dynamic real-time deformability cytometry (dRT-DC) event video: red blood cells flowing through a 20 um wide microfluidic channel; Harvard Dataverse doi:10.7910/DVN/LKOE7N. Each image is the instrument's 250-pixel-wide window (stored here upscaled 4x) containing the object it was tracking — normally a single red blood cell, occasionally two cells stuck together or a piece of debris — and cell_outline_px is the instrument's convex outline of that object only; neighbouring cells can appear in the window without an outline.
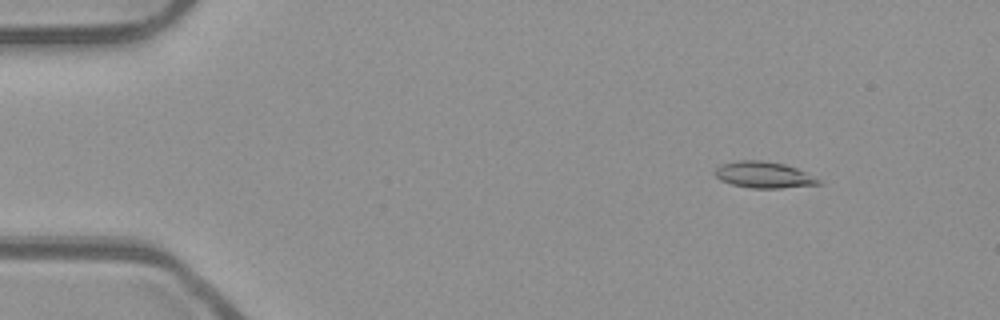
{"species": "common noctule bat (a hibernating species)", "species_latin": "Nyctalus noctula", "temperature_condition": "room temperature", "stored_images_in_passage": 52, "camera_frame_rate_fps": 3000, "um_per_image_px": 0.085, "animal": {"sex": "male", "body_mass_g": 23.1, "forearm_length_mm": 52.7}, "frame": {"image": 1, "passage_image": 6, "time_ms": 1.667, "image_size_px": [1000, 320], "cell_outline_px": [[824, 184], [780, 188], [752, 188], [732, 184], [720, 180], [712, 172], [720, 164], [740, 160], [760, 160], [784, 164], [796, 168], [820, 180]], "centroid_in_image_um": [64.89, 14.86], "position_along_channel_um": 20.1, "area_um2": 15.84}}
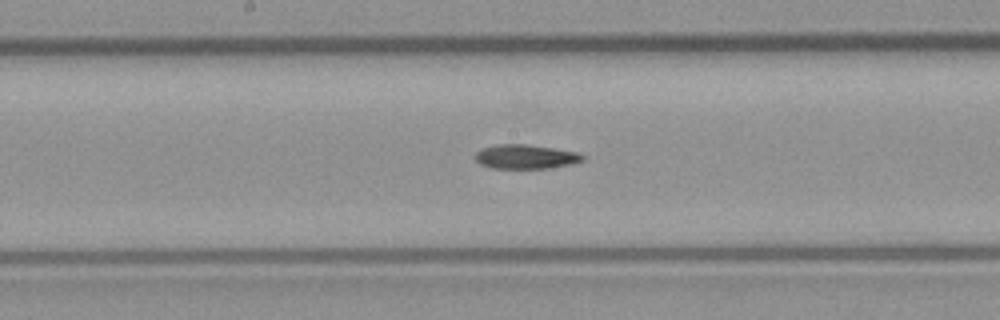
{"frame": {"image": 2, "passage_image": 27, "time_ms": 8.667, "image_size_px": [1000, 320], "cell_outline_px": [[584, 160], [572, 164], [548, 168], [492, 168], [480, 164], [476, 160], [476, 152], [484, 148], [496, 144], [528, 144], [576, 152], [584, 156]], "centroid_in_image_um": [44.68, 13.32], "position_along_channel_um": 203.5, "area_um2": 15.03}}
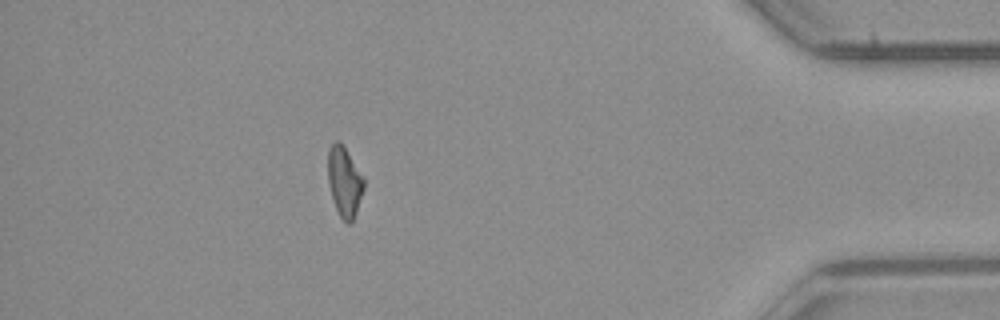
{"frame": {"image": 3, "passage_image": 46, "time_ms": 15.0, "image_size_px": [1000, 320], "cell_outline_px": [[364, 188], [356, 212], [352, 220], [348, 224], [340, 216], [336, 208], [332, 196], [328, 180], [328, 148], [336, 140], [344, 148], [364, 176]], "centroid_in_image_um": [29.28, 15.44], "position_along_channel_um": 405.9, "area_um2": 14.28}}